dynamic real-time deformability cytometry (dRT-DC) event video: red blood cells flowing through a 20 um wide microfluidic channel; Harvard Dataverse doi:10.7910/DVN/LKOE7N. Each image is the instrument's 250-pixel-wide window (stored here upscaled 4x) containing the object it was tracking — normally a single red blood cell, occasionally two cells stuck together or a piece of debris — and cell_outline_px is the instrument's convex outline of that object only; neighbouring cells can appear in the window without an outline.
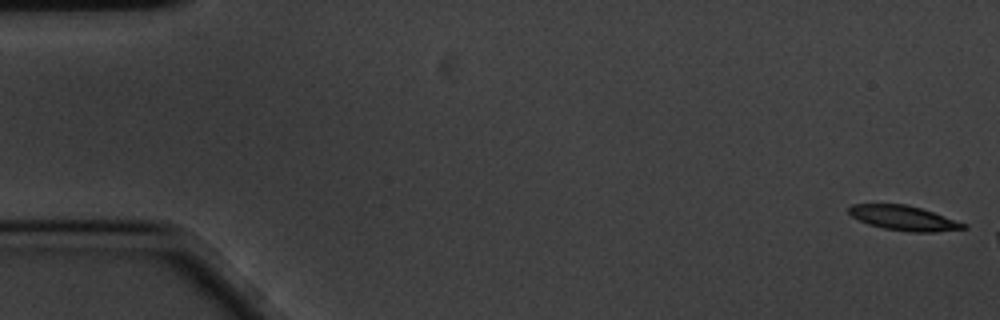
{"species": "common noctule bat (a hibernating species)", "species_latin": "Nyctalus noctula", "temperature_condition": "cold", "stored_images_in_passage": 7, "camera_frame_rate_fps": 3000, "um_per_image_px": 0.085, "animal": {"sex": "male", "body_mass_g": 20.1, "forearm_length_mm": 53.5}, "frame": {"image": 1, "passage_image": 1, "time_ms": 0.0, "image_size_px": [1000, 320], "cell_outline_px": [[968, 228], [936, 232], [908, 232], [884, 228], [868, 224], [852, 216], [848, 212], [848, 208], [852, 204], [904, 204], [920, 208], [968, 224]], "centroid_in_image_um": [76.84, 18.54], "position_along_channel_um": 8.2, "area_um2": 16.42}}